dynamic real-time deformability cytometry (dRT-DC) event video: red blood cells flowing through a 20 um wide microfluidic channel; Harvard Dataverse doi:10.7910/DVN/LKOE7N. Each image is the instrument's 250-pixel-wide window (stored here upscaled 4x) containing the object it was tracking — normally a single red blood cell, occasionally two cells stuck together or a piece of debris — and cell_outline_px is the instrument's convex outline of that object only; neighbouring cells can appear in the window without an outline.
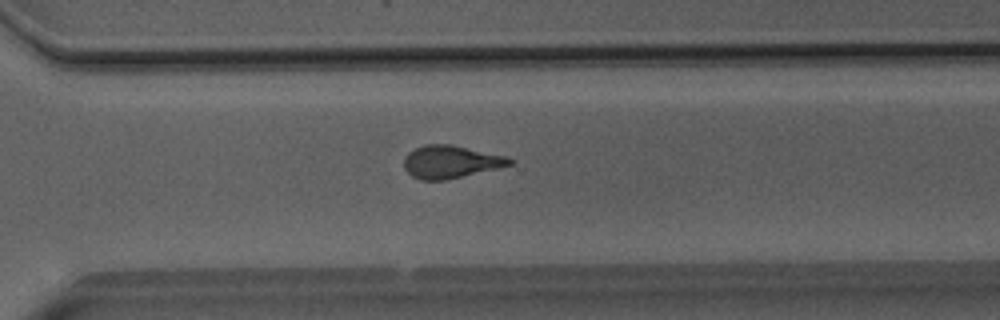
{"species": "Egyptian fruit bat (a non-hibernating species)", "species_latin": "Rousettus aegyptiacus", "temperature_condition": "room temperature", "stored_images_in_passage": 29, "camera_frame_rate_fps": 3000, "um_per_image_px": 0.085, "animal": {"sex": "male"}, "frame": {"image": 1, "passage_image": 25, "time_ms": 8.0, "image_size_px": [1000, 320], "cell_outline_px": [[516, 160], [512, 164], [496, 168], [444, 180], [420, 180], [412, 176], [404, 168], [404, 156], [408, 152], [424, 144], [452, 144], [508, 156]], "centroid_in_image_um": [38.31, 13.73], "position_along_channel_um": 332.3, "area_um2": 20.17}}